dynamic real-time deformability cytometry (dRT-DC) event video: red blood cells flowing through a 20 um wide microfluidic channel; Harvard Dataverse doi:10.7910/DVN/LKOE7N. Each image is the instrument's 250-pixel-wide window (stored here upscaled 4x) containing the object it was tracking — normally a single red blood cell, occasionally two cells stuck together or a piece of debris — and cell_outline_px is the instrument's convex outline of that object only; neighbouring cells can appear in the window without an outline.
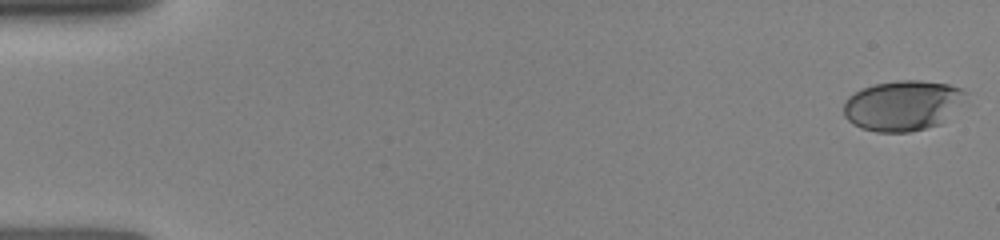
{"species": "human", "species_latin": "Homo sapiens", "temperature_condition": "room temperature", "stored_images_in_passage": 49, "camera_frame_rate_fps": 3000, "um_per_image_px": 0.085, "donor": {"sex": "female"}, "frame": {"image": 1, "passage_image": 1, "time_ms": 0.0, "image_size_px": [1000, 240], "cell_outline_px": [[968, 92], [940, 124], [908, 132], [876, 132], [860, 128], [852, 124], [844, 116], [844, 100], [848, 96], [864, 88], [876, 84], [896, 80], [920, 80], [948, 84], [964, 88]], "centroid_in_image_um": [76.67, 8.96], "position_along_channel_um": 8.3, "area_um2": 35.43}}
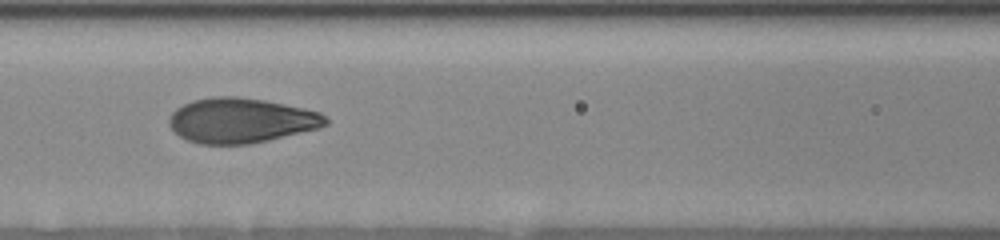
{"frame": {"image": 2, "passage_image": 29, "time_ms": 7.0, "image_size_px": [1000, 240], "cell_outline_px": [[328, 124], [320, 128], [252, 144], [200, 144], [188, 140], [180, 136], [168, 124], [168, 120], [172, 112], [176, 108], [192, 100], [212, 96], [236, 96], [264, 100], [284, 104], [320, 112], [328, 120]], "centroid_in_image_um": [20.48, 10.24], "position_along_channel_um": 146.1, "area_um2": 41.04}}
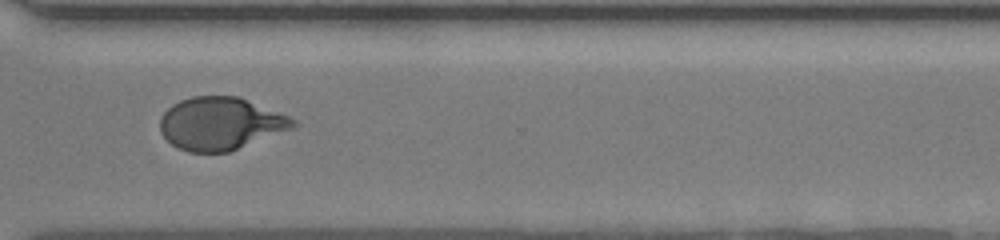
{"frame": {"image": 3, "passage_image": 48, "time_ms": 12.0, "image_size_px": [1000, 240], "cell_outline_px": [[296, 128], [228, 152], [188, 152], [176, 148], [160, 132], [160, 116], [172, 104], [180, 100], [192, 96], [236, 96], [288, 116], [296, 120]], "centroid_in_image_um": [18.73, 10.52], "position_along_channel_um": 351.9, "area_um2": 40.81}}